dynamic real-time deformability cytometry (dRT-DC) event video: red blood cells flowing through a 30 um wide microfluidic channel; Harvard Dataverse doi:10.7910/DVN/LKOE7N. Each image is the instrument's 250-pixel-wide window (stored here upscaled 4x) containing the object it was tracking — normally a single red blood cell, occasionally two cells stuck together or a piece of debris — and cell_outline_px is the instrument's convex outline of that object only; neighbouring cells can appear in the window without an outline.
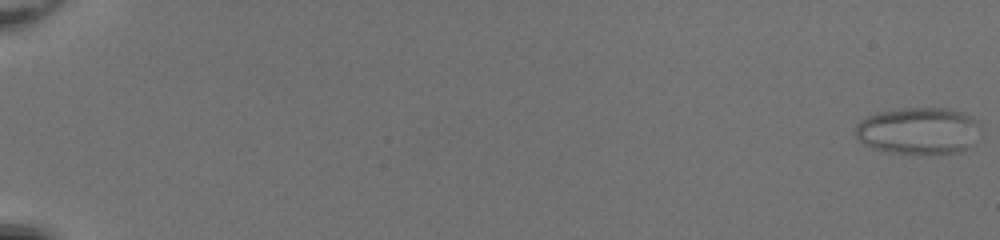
{"species": "common noctule bat (a hibernating species)", "species_latin": "Nyctalus noctula", "temperature_condition": "room temperature", "stored_images_in_passage": 54, "camera_frame_rate_fps": 3000, "um_per_image_px": 0.085, "animal": {"sex": "female", "body_mass_g": 20.0, "forearm_length_mm": 54.0}, "frame": {"image": 1, "passage_image": 1, "time_ms": 0.0, "image_size_px": [1000, 240], "cell_outline_px": [[980, 124], [972, 148], [960, 152], [888, 152], [872, 148], [864, 144], [856, 136], [856, 124], [860, 120], [868, 116], [880, 112], [896, 108], [952, 108], [964, 112], [972, 116]], "centroid_in_image_um": [78.09, 11.09], "position_along_channel_um": 6.9, "area_um2": 34.1}}
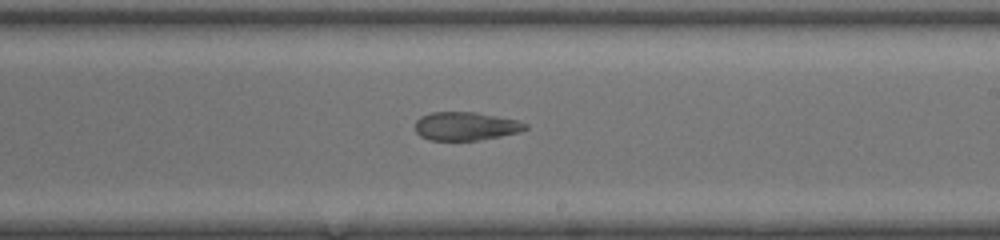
{"frame": {"image": 2, "passage_image": 35, "time_ms": 11.333, "image_size_px": [1000, 240], "cell_outline_px": [[528, 128], [520, 132], [500, 136], [476, 140], [428, 140], [420, 136], [416, 132], [416, 120], [420, 116], [432, 112], [476, 112], [516, 120], [528, 124]], "centroid_in_image_um": [39.57, 10.72], "position_along_channel_um": 249.4, "area_um2": 18.21}}
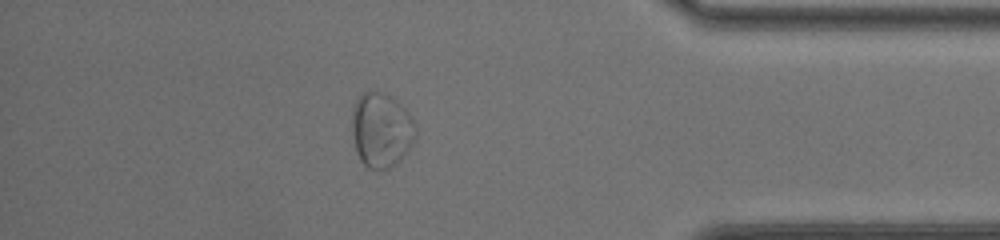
{"frame": {"image": 3, "passage_image": 48, "time_ms": 15.667, "image_size_px": [1000, 240], "cell_outline_px": [[416, 136], [412, 144], [400, 160], [396, 164], [388, 168], [376, 172], [368, 168], [360, 160], [356, 152], [352, 132], [352, 108], [356, 100], [364, 92], [380, 92], [392, 96], [412, 116], [416, 124]], "centroid_in_image_um": [32.41, 11.08], "position_along_channel_um": 402.8, "area_um2": 28.03}, "authors_computed_cell_mechanics": {"area_um2": 25.0274, "velocity_mm_per_s": 4.0932, "shape_relaxation_time_tau1_ms": null, "shape_relaxation_time_tau2_ms": 1.8423, "deformation_change_tau1": null, "deformation_change_tau2": 0.0759}}